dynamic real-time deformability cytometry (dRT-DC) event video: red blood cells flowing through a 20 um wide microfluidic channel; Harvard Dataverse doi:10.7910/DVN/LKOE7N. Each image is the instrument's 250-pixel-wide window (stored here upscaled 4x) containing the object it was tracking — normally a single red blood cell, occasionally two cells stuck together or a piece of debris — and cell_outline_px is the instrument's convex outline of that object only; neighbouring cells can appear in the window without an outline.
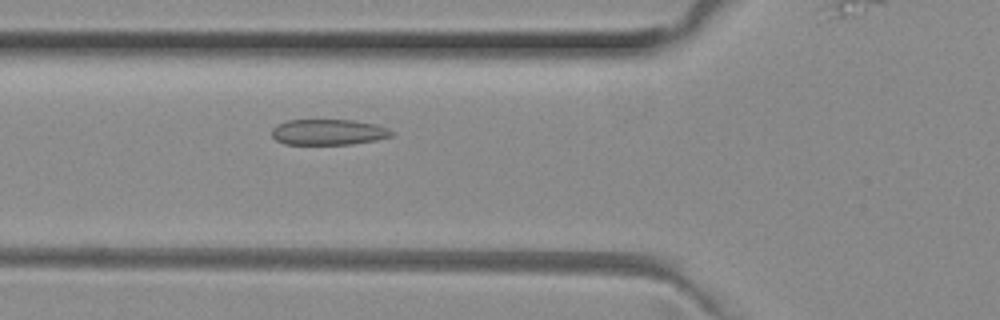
{"species": "common noctule bat (a hibernating species)", "species_latin": "Nyctalus noctula", "temperature_condition": "room temperature", "stored_images_in_passage": 43, "camera_frame_rate_fps": 3000, "um_per_image_px": 0.085, "animal": {"sex": "female", "body_mass_g": 29.2, "forearm_length_mm": 56.3}, "frame": {"image": 1, "passage_image": 19, "time_ms": 6.0, "image_size_px": [1000, 320], "cell_outline_px": [[392, 136], [376, 140], [352, 144], [284, 144], [276, 140], [272, 136], [272, 128], [276, 124], [288, 120], [356, 120], [376, 124], [388, 128], [392, 132]], "centroid_in_image_um": [27.9, 11.22], "position_along_channel_um": 97.9, "area_um2": 18.03}}
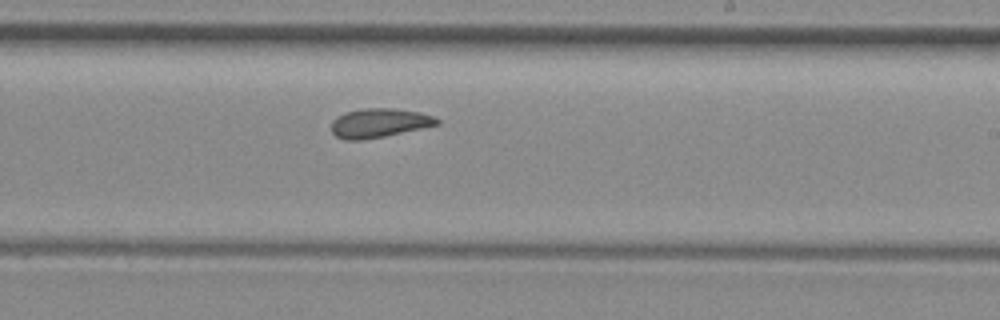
{"frame": {"image": 2, "passage_image": 31, "time_ms": 10.0, "image_size_px": [1000, 320], "cell_outline_px": [[440, 124], [384, 136], [360, 140], [344, 140], [336, 136], [332, 132], [332, 120], [336, 116], [344, 112], [364, 108], [396, 108], [420, 112], [436, 116], [440, 120]], "centroid_in_image_um": [32.23, 10.44], "position_along_channel_um": 256.8, "area_um2": 18.03}}
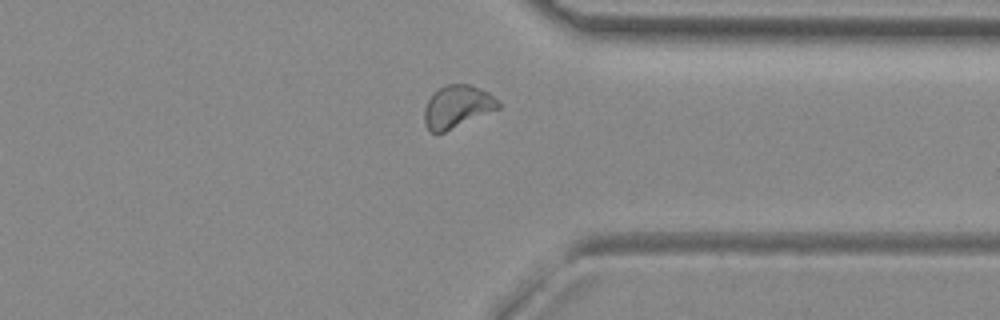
{"frame": {"image": 3, "passage_image": 40, "time_ms": 13.0, "image_size_px": [1000, 320], "cell_outline_px": [[500, 108], [444, 132], [428, 132], [424, 124], [424, 108], [432, 92], [444, 84], [468, 84], [480, 88], [488, 92], [500, 104]], "centroid_in_image_um": [38.81, 9.05], "position_along_channel_um": 372.6, "area_um2": 18.38}, "authors_computed_cell_mechanics": {"area_um2": 18.7272, "velocity_mm_per_s": 3.966, "shape_relaxation_time_tau1_ms": null, "shape_relaxation_time_tau2_ms": 1.8421, "deformation_change_tau1": null, "deformation_change_tau2": 0.0648}}